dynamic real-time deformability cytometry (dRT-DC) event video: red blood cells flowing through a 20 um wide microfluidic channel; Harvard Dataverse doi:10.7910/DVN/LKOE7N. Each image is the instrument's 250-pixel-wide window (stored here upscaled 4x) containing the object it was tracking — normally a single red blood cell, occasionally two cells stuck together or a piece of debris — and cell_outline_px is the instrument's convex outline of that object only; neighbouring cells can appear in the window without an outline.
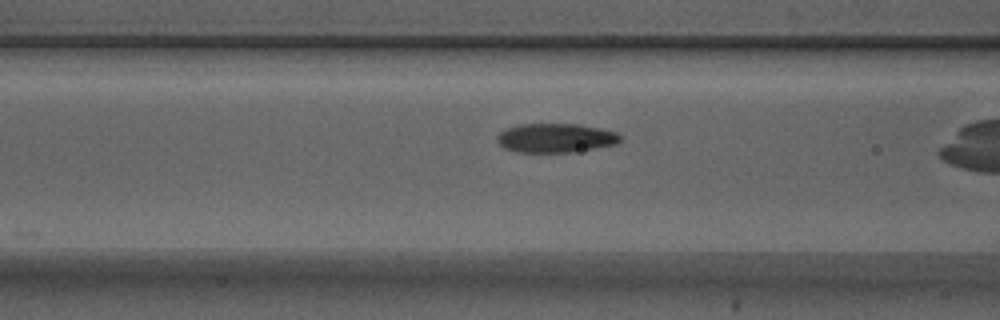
{"species": "Egyptian fruit bat (a non-hibernating species)", "species_latin": "Rousettus aegyptiacus", "temperature_condition": "warm", "stored_images_in_passage": 20, "camera_frame_rate_fps": 3000, "um_per_image_px": 0.085, "animal": {"sex": "male"}, "frame": {"image": 1, "passage_image": 12, "time_ms": 3.667, "image_size_px": [1000, 320], "cell_outline_px": [[620, 140], [616, 144], [572, 152], [516, 152], [504, 148], [496, 140], [496, 136], [504, 128], [520, 124], [580, 124], [600, 128], [616, 132], [620, 136]], "centroid_in_image_um": [47.18, 11.72], "position_along_channel_um": 119.4, "area_um2": 20.92}}
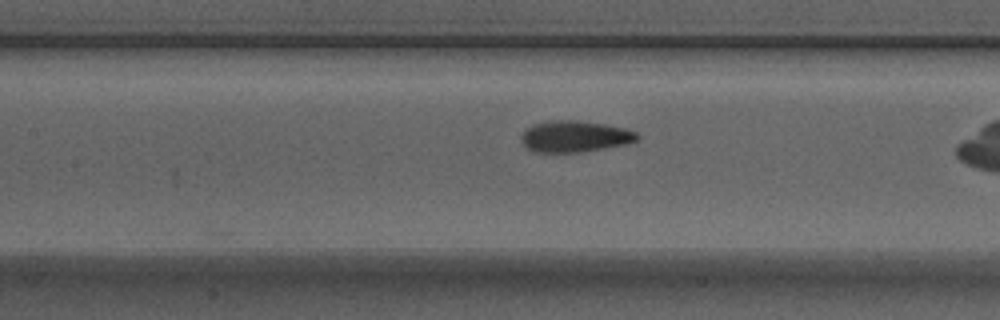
{"frame": {"image": 2, "passage_image": 15, "time_ms": 4.667, "image_size_px": [1000, 320], "cell_outline_px": [[640, 136], [636, 140], [628, 144], [580, 152], [536, 152], [528, 148], [520, 140], [520, 136], [524, 128], [532, 124], [552, 120], [568, 120], [604, 124], [624, 128], [636, 132]], "centroid_in_image_um": [48.82, 11.59], "position_along_channel_um": 158.6, "area_um2": 21.15}}